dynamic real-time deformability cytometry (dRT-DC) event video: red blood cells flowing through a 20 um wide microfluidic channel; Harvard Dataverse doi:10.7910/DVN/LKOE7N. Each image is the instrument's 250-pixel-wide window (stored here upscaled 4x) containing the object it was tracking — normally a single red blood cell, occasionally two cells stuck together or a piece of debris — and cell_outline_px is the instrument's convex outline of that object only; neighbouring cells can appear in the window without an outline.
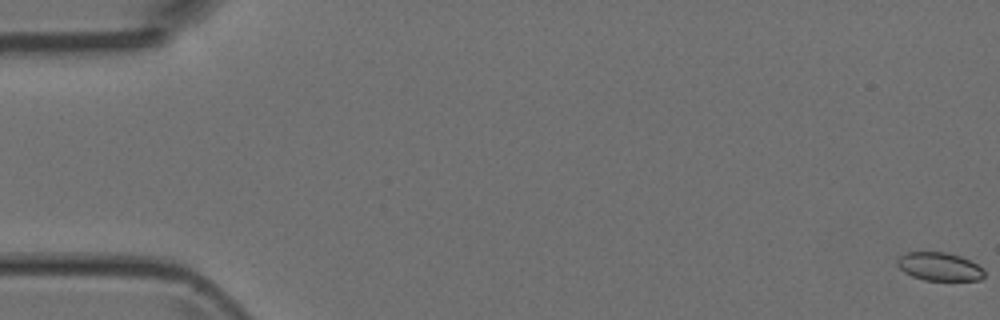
{"species": "Egyptian fruit bat (a non-hibernating species)", "species_latin": "Rousettus aegyptiacus", "temperature_condition": "room temperature", "stored_images_in_passage": 9, "camera_frame_rate_fps": 3000, "um_per_image_px": 0.085, "animal": {"sex": "female"}, "frame": {"image": 1, "passage_image": 1, "time_ms": 0.0, "image_size_px": [1000, 320], "cell_outline_px": [[984, 276], [980, 280], [924, 280], [912, 276], [904, 272], [896, 264], [896, 260], [900, 256], [908, 252], [948, 252], [960, 256], [984, 268]], "centroid_in_image_um": [79.84, 22.66], "position_along_channel_um": 5.2, "area_um2": 14.33}}
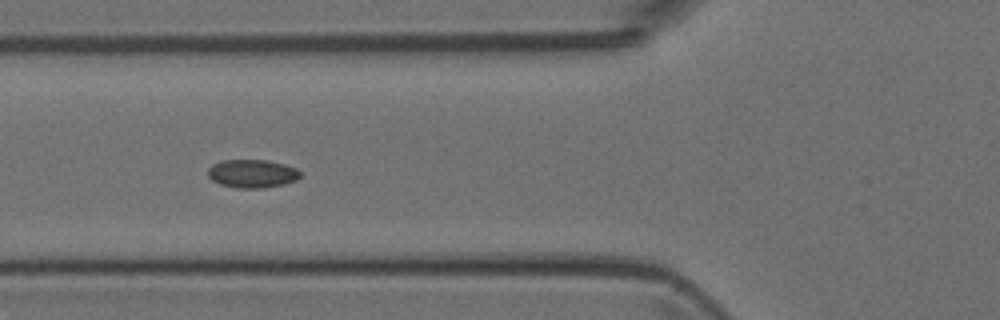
{"frame": {"image": 2, "passage_image": 6, "time_ms": 6.333, "image_size_px": [1000, 320], "cell_outline_px": [[300, 176], [296, 180], [284, 184], [264, 188], [236, 188], [220, 184], [212, 180], [208, 176], [208, 168], [212, 164], [220, 160], [268, 160], [284, 164], [296, 168], [300, 172]], "centroid_in_image_um": [21.42, 14.75], "position_along_channel_um": 104.4, "area_um2": 15.32}}
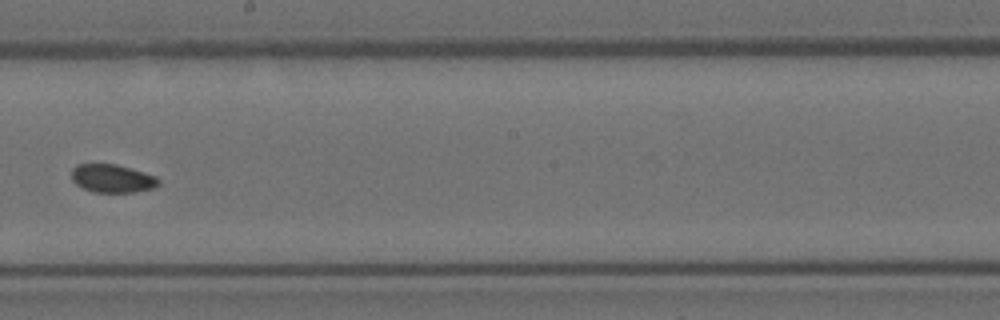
{"frame": {"image": 3, "passage_image": 9, "time_ms": 9.667, "image_size_px": [1000, 320], "cell_outline_px": [[160, 184], [152, 188], [132, 192], [92, 192], [76, 184], [72, 180], [72, 168], [76, 164], [116, 164], [144, 172], [156, 176], [160, 180]], "centroid_in_image_um": [9.54, 15.16], "position_along_channel_um": 238.7, "area_um2": 14.28}}